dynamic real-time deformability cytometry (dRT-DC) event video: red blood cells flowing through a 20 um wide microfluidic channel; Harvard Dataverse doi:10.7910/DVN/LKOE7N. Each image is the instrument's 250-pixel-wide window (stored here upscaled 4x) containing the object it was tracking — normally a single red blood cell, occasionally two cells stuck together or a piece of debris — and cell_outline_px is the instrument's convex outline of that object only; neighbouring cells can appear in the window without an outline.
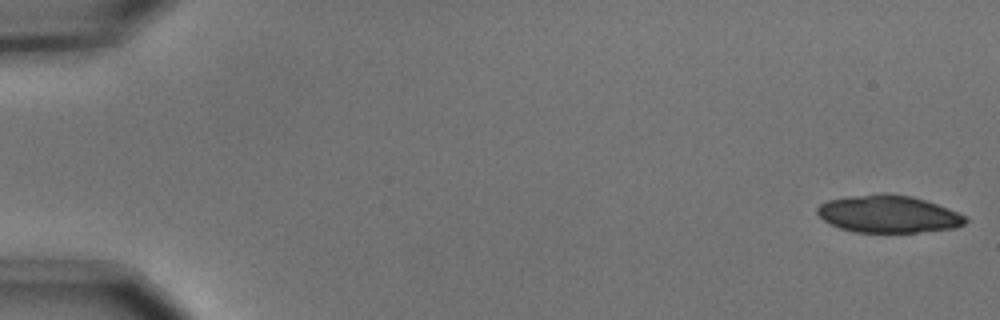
{"species": "common noctule bat (a hibernating species)", "species_latin": "Nyctalus noctula", "temperature_condition": "cold", "stored_images_in_passage": 6, "camera_frame_rate_fps": 3000, "um_per_image_px": 0.085, "animal": {"sex": "male", "body_mass_g": 15.6}, "frame": {"image": 1, "passage_image": 1, "time_ms": 0.0, "image_size_px": [1000, 320], "cell_outline_px": [[968, 220], [964, 224], [956, 228], [916, 232], [856, 232], [840, 228], [824, 220], [816, 212], [816, 208], [820, 204], [828, 200], [848, 196], [880, 192], [888, 192], [912, 196], [948, 208], [968, 216]], "centroid_in_image_um": [75.53, 18.17], "position_along_channel_um": 9.5, "area_um2": 32.48}}